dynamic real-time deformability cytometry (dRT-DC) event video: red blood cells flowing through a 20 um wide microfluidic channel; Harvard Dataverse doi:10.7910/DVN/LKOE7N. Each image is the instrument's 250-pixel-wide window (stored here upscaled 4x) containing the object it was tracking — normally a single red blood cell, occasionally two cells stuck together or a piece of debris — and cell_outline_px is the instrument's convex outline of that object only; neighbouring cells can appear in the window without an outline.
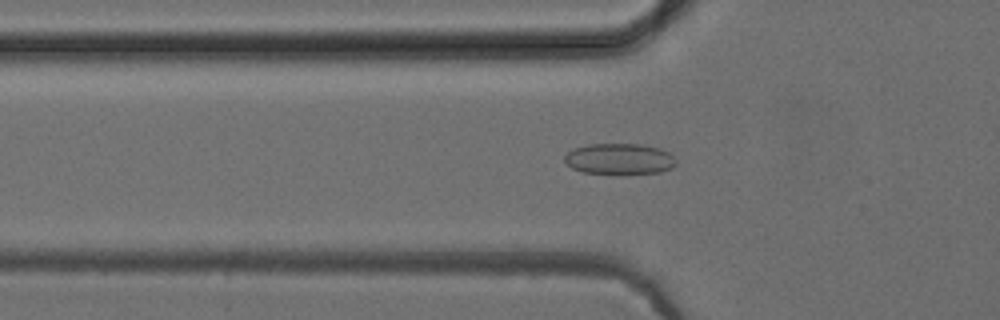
{"species": "common noctule bat (a hibernating species)", "species_latin": "Nyctalus noctula", "temperature_condition": "cold", "stored_images_in_passage": 45, "camera_frame_rate_fps": 3000, "um_per_image_px": 0.085, "animal": {"sex": "female", "body_mass_g": 24.6, "forearm_length_mm": 56.2}, "frame": {"image": 1, "passage_image": 17, "time_ms": 5.333, "image_size_px": [1000, 320], "cell_outline_px": [[676, 164], [672, 168], [660, 172], [624, 176], [620, 176], [584, 172], [572, 168], [564, 160], [564, 156], [572, 148], [588, 144], [640, 144], [660, 148], [668, 152], [676, 160]], "centroid_in_image_um": [52.66, 13.54], "position_along_channel_um": 73.1, "area_um2": 20.81}}
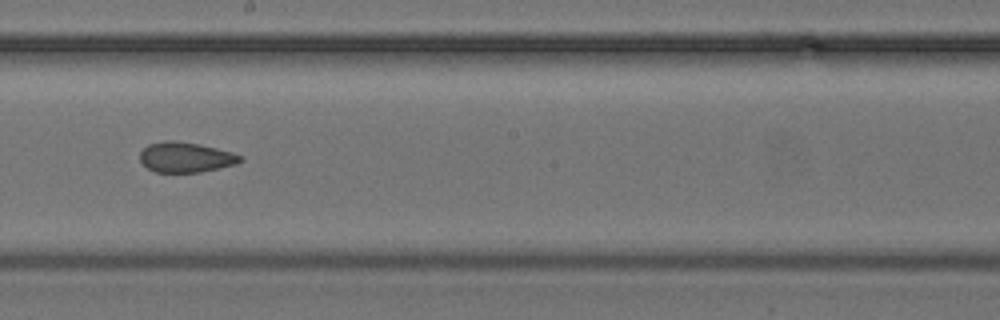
{"frame": {"image": 2, "passage_image": 29, "time_ms": 9.333, "image_size_px": [1000, 320], "cell_outline_px": [[244, 160], [236, 164], [200, 172], [156, 172], [148, 168], [140, 160], [140, 152], [148, 144], [164, 140], [176, 140], [200, 144], [232, 152], [244, 156]], "centroid_in_image_um": [15.8, 13.35], "position_along_channel_um": 232.4, "area_um2": 17.74}}
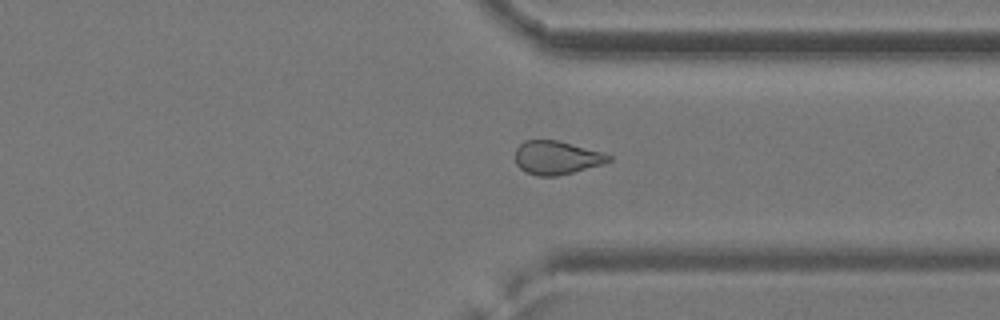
{"frame": {"image": 3, "passage_image": 39, "time_ms": 12.667, "image_size_px": [1000, 320], "cell_outline_px": [[612, 160], [604, 164], [556, 176], [536, 176], [520, 168], [516, 164], [516, 148], [524, 140], [556, 140], [600, 152], [612, 156]], "centroid_in_image_um": [47.3, 13.41], "position_along_channel_um": 364.1, "area_um2": 17.98}, "authors_computed_cell_mechanics": {"area_um2": 18.6694, "velocity_mm_per_s": 3.9583, "shape_relaxation_time_tau1_ms": null, "shape_relaxation_time_tau2_ms": 1.5577, "deformation_change_tau1": null, "deformation_change_tau2": 0.0714}}